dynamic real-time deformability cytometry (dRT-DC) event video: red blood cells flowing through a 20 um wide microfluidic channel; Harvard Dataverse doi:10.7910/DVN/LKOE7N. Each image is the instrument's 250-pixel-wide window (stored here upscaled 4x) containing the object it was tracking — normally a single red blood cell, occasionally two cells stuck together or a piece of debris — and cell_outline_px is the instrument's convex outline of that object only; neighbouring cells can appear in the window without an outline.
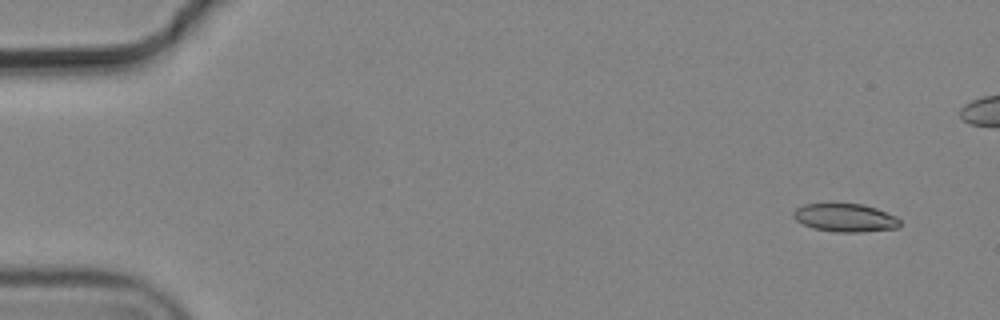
{"species": "common noctule bat (a hibernating species)", "species_latin": "Nyctalus noctula", "temperature_condition": "cold", "stored_images_in_passage": 8, "segment_of_instrument_passage": [1, 2], "camera_frame_rate_fps": 3000, "um_per_image_px": 0.085, "animal": {"sex": "male", "body_mass_g": 19.2, "forearm_length_mm": 51.8}, "frame": {"image": 1, "passage_image": 1, "time_ms": 0.0, "image_size_px": [1000, 320], "cell_outline_px": [[900, 228], [860, 232], [836, 232], [812, 228], [796, 220], [792, 216], [792, 212], [796, 208], [804, 204], [860, 204], [876, 208], [896, 216], [900, 220]], "centroid_in_image_um": [71.84, 18.51], "position_along_channel_um": 13.2, "area_um2": 17.51}}
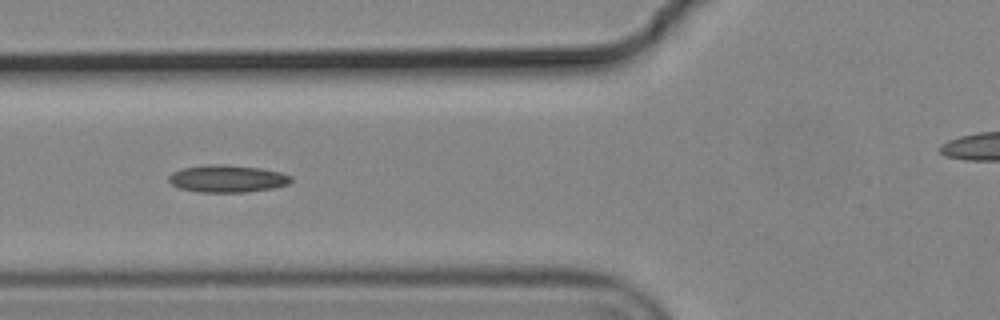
{"frame": {"image": 2, "passage_image": 6, "time_ms": 1.667, "image_size_px": [1000, 320], "cell_outline_px": [[292, 180], [288, 184], [272, 188], [248, 192], [200, 192], [180, 188], [172, 184], [168, 180], [168, 176], [172, 172], [184, 168], [204, 164], [228, 164], [260, 168], [280, 172], [292, 176]], "centroid_in_image_um": [19.32, 15.18], "position_along_channel_um": 106.5, "area_um2": 19.54}}
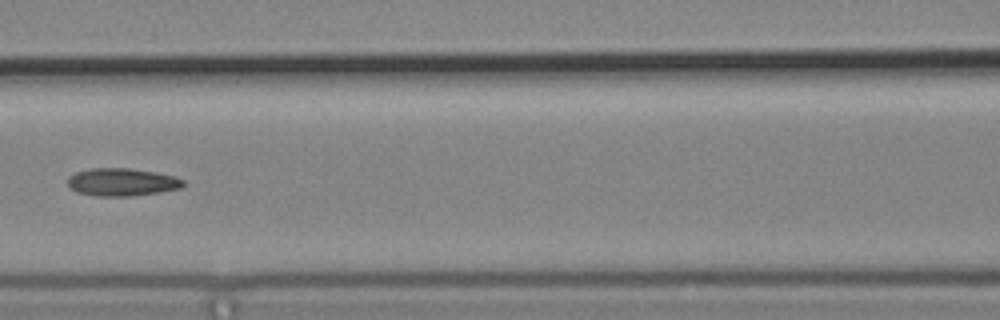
{"frame": {"image": 3, "passage_image": 7, "time_ms": 2.0, "image_size_px": [1000, 320], "cell_outline_px": [[184, 184], [180, 188], [160, 192], [132, 196], [96, 196], [76, 192], [68, 188], [68, 176], [76, 172], [92, 168], [128, 168], [176, 176], [184, 180]], "centroid_in_image_um": [10.33, 15.48], "position_along_channel_um": 156.3, "area_um2": 18.73}}